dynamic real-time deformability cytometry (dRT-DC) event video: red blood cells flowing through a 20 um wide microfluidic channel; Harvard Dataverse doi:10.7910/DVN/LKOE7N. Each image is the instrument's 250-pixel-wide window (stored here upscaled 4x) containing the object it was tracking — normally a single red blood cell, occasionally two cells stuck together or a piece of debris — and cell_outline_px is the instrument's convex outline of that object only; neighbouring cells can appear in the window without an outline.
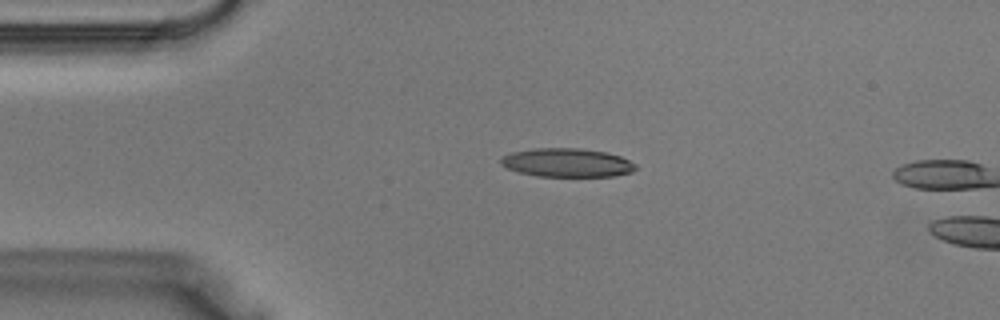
{"species": "Egyptian fruit bat (a non-hibernating species)", "species_latin": "Rousettus aegyptiacus", "temperature_condition": "warm", "stored_images_in_passage": 2, "camera_frame_rate_fps": 3000, "um_per_image_px": 0.085, "animal": {"sex": "male"}, "frame": {"image": 1, "passage_image": 1, "time_ms": 0.0, "image_size_px": [1000, 320], "cell_outline_px": [[636, 168], [632, 172], [616, 176], [536, 176], [520, 172], [508, 168], [500, 164], [500, 160], [504, 156], [512, 152], [536, 148], [580, 148], [608, 152], [620, 156], [636, 164]], "centroid_in_image_um": [48.23, 13.82], "position_along_channel_um": 36.8, "area_um2": 22.48}}